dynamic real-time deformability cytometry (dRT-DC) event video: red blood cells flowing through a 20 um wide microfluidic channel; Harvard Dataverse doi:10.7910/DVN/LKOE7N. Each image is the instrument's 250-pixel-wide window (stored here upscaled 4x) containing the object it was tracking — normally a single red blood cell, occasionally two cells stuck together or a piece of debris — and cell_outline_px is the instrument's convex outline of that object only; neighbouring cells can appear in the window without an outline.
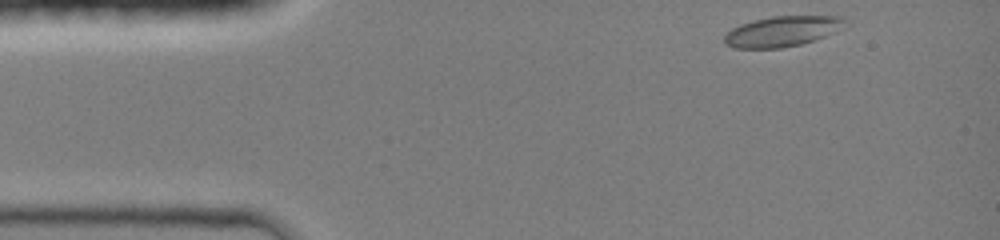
{"species": "common noctule bat (a hibernating species)", "species_latin": "Nyctalus noctula", "temperature_condition": "room temperature", "stored_images_in_passage": 35, "camera_frame_rate_fps": 3000, "um_per_image_px": 0.085, "animal": {"sex": "female", "body_mass_g": 19.0, "forearm_length_mm": 51.5}, "frame": {"image": 1, "passage_image": 1, "time_ms": 0.0, "image_size_px": [1000, 240], "cell_outline_px": [[844, 20], [836, 32], [800, 44], [780, 48], [732, 48], [724, 44], [724, 36], [732, 28], [740, 24], [772, 16], [844, 16]], "centroid_in_image_um": [66.42, 2.67], "position_along_channel_um": 18.6, "area_um2": 21.04}}
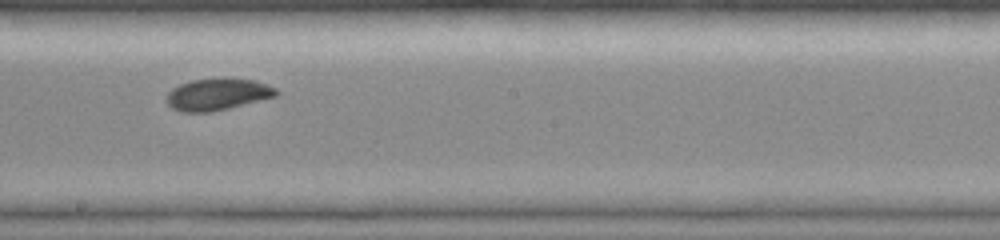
{"frame": {"image": 2, "passage_image": 20, "time_ms": 6.333, "image_size_px": [1000, 240], "cell_outline_px": [[280, 92], [276, 96], [212, 112], [180, 112], [172, 108], [164, 100], [168, 92], [172, 88], [180, 84], [192, 80], [224, 76], [256, 80], [276, 88]], "centroid_in_image_um": [18.47, 7.99], "position_along_channel_um": 229.7, "area_um2": 20.81}}
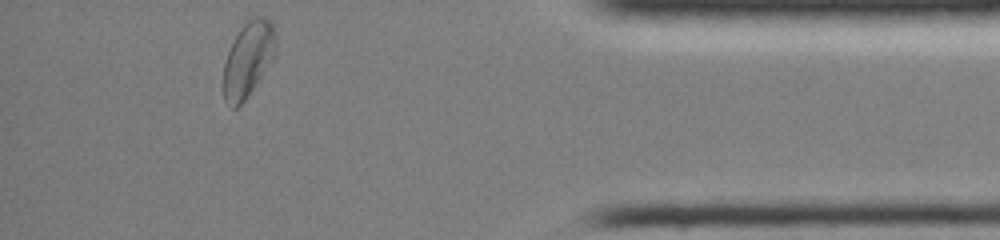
{"frame": {"image": 3, "passage_image": 35, "time_ms": 11.333, "image_size_px": [1000, 240], "cell_outline_px": [[276, 36], [272, 60], [244, 100], [236, 108], [232, 108], [224, 100], [224, 64], [228, 52], [240, 28], [248, 20], [256, 16], [264, 16], [272, 24], [276, 32]], "centroid_in_image_um": [21.08, 5.01], "position_along_channel_um": 414.1, "area_um2": 22.25}, "authors_computed_cell_mechanics": {"area_um2": 20.7502, "velocity_mm_per_s": 4.2771, "shape_relaxation_time_tau1_ms": 5.3301, "shape_relaxation_time_tau2_ms": 2.2483, "deformation_change_tau1": 0.1388, "deformation_change_tau2": 0.0267}}